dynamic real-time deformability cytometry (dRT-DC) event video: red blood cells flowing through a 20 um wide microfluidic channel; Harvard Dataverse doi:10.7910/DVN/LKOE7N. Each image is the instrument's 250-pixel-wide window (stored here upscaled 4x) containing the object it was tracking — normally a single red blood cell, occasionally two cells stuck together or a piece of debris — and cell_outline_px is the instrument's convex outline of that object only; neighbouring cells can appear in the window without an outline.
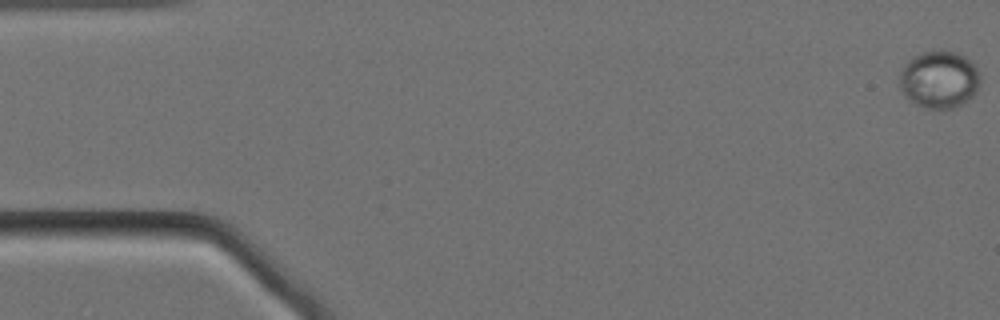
{"species": "Egyptian fruit bat (a non-hibernating species)", "species_latin": "Rousettus aegyptiacus", "temperature_condition": "cold", "stored_images_in_passage": 59, "camera_frame_rate_fps": 3000, "um_per_image_px": 0.085, "animal": {"sex": "female"}, "frame": {"image": 1, "passage_image": 1, "time_ms": 0.0, "image_size_px": [1000, 320], "cell_outline_px": [[980, 80], [976, 92], [968, 100], [952, 108], [924, 108], [916, 104], [900, 88], [900, 72], [904, 64], [912, 56], [924, 52], [956, 52], [964, 56], [980, 72]], "centroid_in_image_um": [79.83, 6.76], "position_along_channel_um": 5.2, "area_um2": 26.47}}
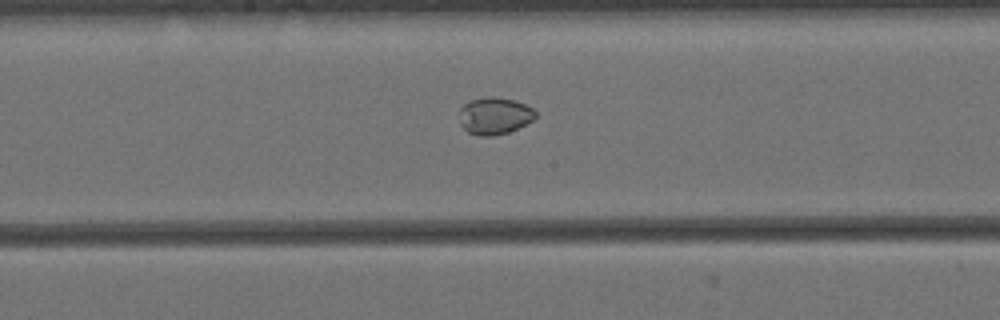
{"frame": {"image": 2, "passage_image": 30, "time_ms": 9.667, "image_size_px": [1000, 320], "cell_outline_px": [[536, 116], [532, 120], [508, 132], [492, 136], [480, 136], [468, 132], [460, 124], [460, 108], [464, 104], [472, 100], [488, 96], [496, 96], [512, 100], [524, 104], [532, 108], [536, 112]], "centroid_in_image_um": [42.01, 9.84], "position_along_channel_um": 206.2, "area_um2": 16.24}}
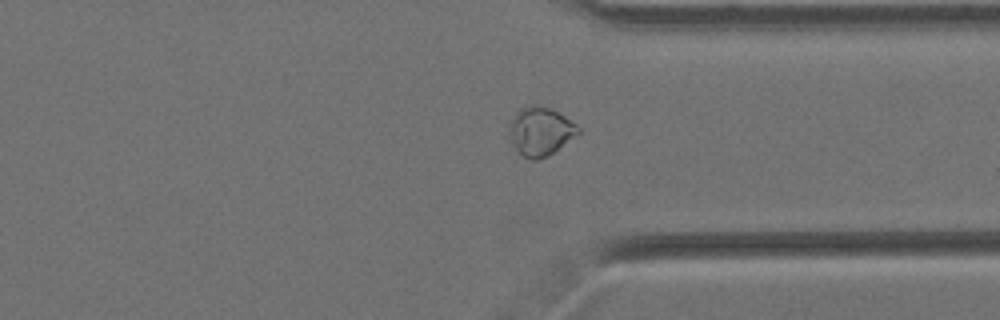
{"frame": {"image": 3, "passage_image": 44, "time_ms": 14.333, "image_size_px": [1000, 320], "cell_outline_px": [[580, 132], [552, 152], [536, 160], [532, 160], [524, 156], [508, 140], [508, 124], [516, 112], [520, 108], [532, 104], [536, 104], [548, 108], [564, 116], [576, 124], [580, 128]], "centroid_in_image_um": [45.87, 11.13], "position_along_channel_um": 365.5, "area_um2": 19.25}, "authors_computed_cell_mechanics": {"area_um2": 21.386, "velocity_mm_per_s": 3.4374, "shape_relaxation_time_tau1_ms": null, "shape_relaxation_time_tau2_ms": 2.0397, "deformation_change_tau1": null, "deformation_change_tau2": 0.0328}}